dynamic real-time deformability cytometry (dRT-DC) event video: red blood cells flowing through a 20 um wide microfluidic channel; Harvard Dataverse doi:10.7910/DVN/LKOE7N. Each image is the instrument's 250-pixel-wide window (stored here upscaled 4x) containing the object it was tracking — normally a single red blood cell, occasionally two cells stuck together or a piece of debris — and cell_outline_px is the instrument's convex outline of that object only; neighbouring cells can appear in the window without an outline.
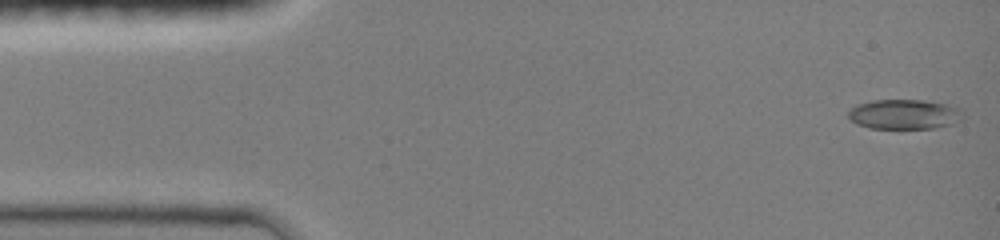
{"species": "common noctule bat (a hibernating species)", "species_latin": "Nyctalus noctula", "temperature_condition": "room temperature", "stored_images_in_passage": 31, "camera_frame_rate_fps": 3000, "um_per_image_px": 0.085, "animal": {"sex": "female", "body_mass_g": 19.0, "forearm_length_mm": 51.5}, "frame": {"image": 1, "passage_image": 1, "time_ms": 0.0, "image_size_px": [1000, 240], "cell_outline_px": [[964, 116], [960, 120], [952, 124], [936, 128], [868, 128], [856, 124], [848, 116], [848, 112], [856, 104], [872, 100], [924, 100], [948, 104], [960, 108], [964, 112]], "centroid_in_image_um": [76.89, 9.71], "position_along_channel_um": 8.1, "area_um2": 20.11}}
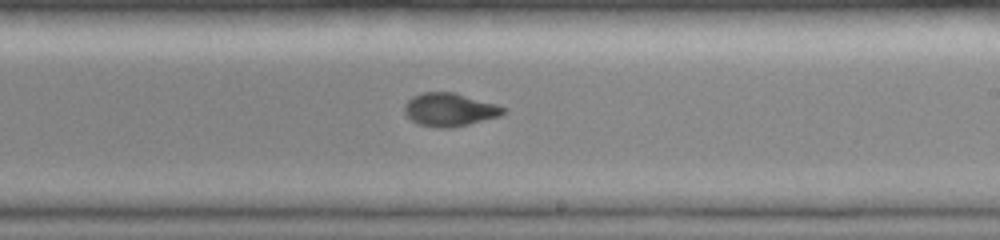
{"frame": {"image": 2, "passage_image": 18, "time_ms": 8.667, "image_size_px": [1000, 240], "cell_outline_px": [[508, 112], [500, 116], [452, 128], [440, 128], [416, 124], [404, 112], [404, 104], [412, 96], [424, 92], [452, 92], [496, 104], [508, 108]], "centroid_in_image_um": [38.23, 9.33], "position_along_channel_um": 250.8, "area_um2": 19.19}}
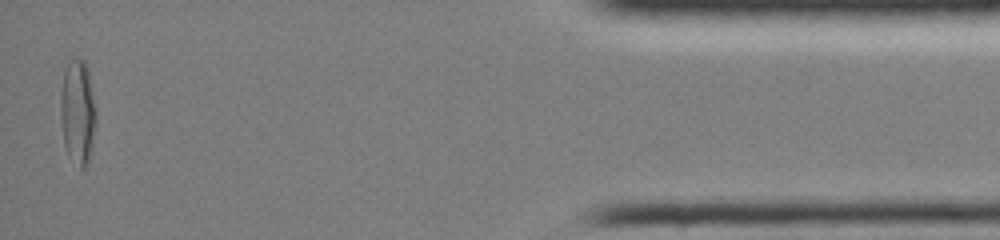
{"frame": {"image": 3, "passage_image": 31, "time_ms": 14.667, "image_size_px": [1000, 240], "cell_outline_px": [[96, 124], [88, 164], [84, 168], [80, 168], [68, 156], [64, 144], [60, 116], [60, 96], [64, 72], [68, 60], [72, 56], [80, 56], [84, 60], [88, 68], [96, 108]], "centroid_in_image_um": [6.61, 9.46], "position_along_channel_um": 428.6, "area_um2": 22.25}, "authors_computed_cell_mechanics": {"area_um2": 19.3052, "velocity_mm_per_s": 4.1191, "shape_relaxation_time_tau1_ms": null, "shape_relaxation_time_tau2_ms": 1.2727, "deformation_change_tau1": null, "deformation_change_tau2": 0.052}}